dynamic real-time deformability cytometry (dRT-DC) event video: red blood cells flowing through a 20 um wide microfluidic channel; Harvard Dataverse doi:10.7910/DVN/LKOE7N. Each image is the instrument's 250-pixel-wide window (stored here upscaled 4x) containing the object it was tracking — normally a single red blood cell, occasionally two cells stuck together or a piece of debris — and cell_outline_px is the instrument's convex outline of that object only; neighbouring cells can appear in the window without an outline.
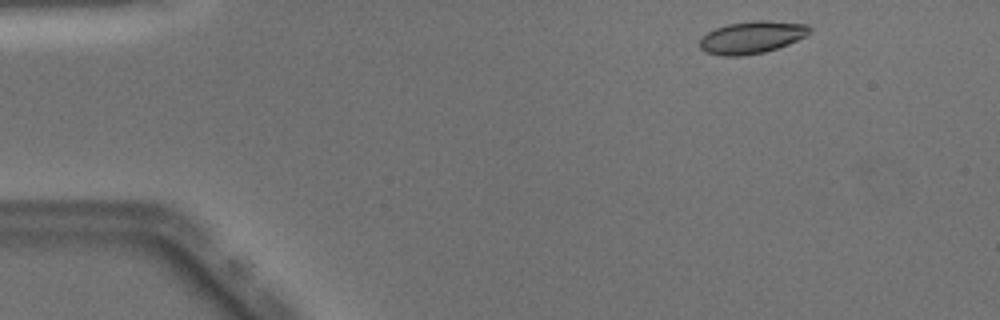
{"species": "Egyptian fruit bat (a non-hibernating species)", "species_latin": "Rousettus aegyptiacus", "temperature_condition": "warm", "stored_images_in_passage": 44, "camera_frame_rate_fps": 3000, "um_per_image_px": 0.085, "animal": {"sex": "male"}, "frame": {"image": 1, "passage_image": 1, "time_ms": 0.0, "image_size_px": [1000, 320], "cell_outline_px": [[812, 28], [804, 36], [788, 44], [764, 52], [740, 56], [724, 56], [704, 52], [700, 48], [700, 40], [708, 32], [716, 28], [728, 24], [752, 20], [768, 20], [808, 24]], "centroid_in_image_um": [63.89, 3.16], "position_along_channel_um": 21.1, "area_um2": 20.58}}
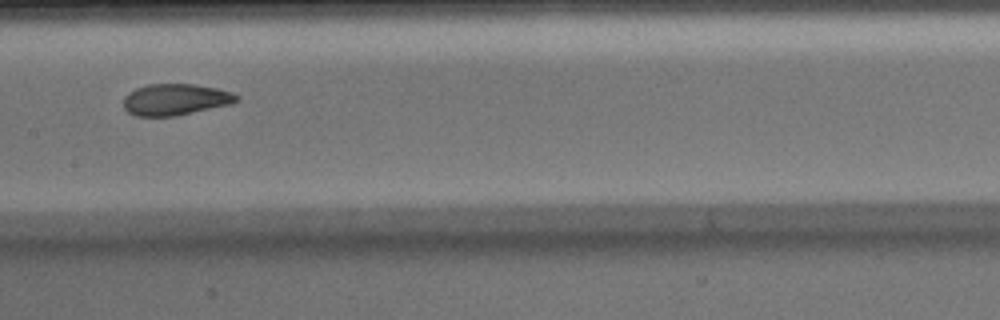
{"frame": {"image": 2, "passage_image": 20, "time_ms": 6.333, "image_size_px": [1000, 320], "cell_outline_px": [[240, 100], [232, 104], [172, 116], [136, 116], [128, 112], [124, 108], [124, 96], [128, 92], [136, 88], [148, 84], [196, 84], [216, 88], [232, 92], [240, 96]], "centroid_in_image_um": [14.92, 8.45], "position_along_channel_um": 192.5, "area_um2": 20.75}}
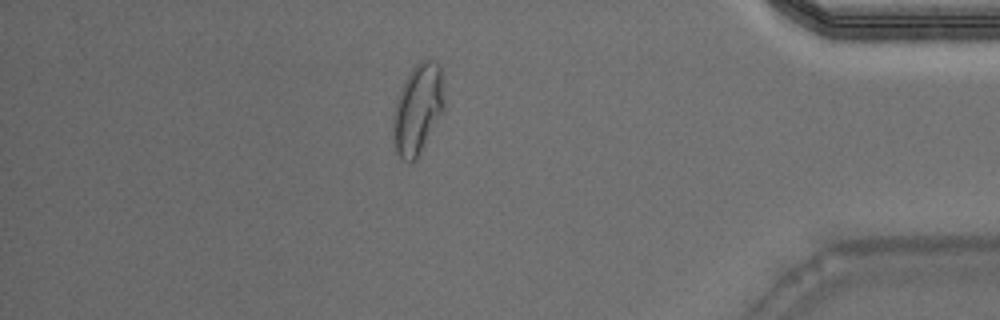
{"frame": {"image": 3, "passage_image": 38, "time_ms": 12.333, "image_size_px": [1000, 320], "cell_outline_px": [[444, 108], [416, 160], [412, 164], [400, 160], [396, 152], [392, 140], [392, 116], [396, 100], [400, 88], [412, 68], [420, 60], [428, 56], [440, 64], [444, 100]], "centroid_in_image_um": [35.47, 9.28], "position_along_channel_um": 399.7, "area_um2": 27.34}, "authors_computed_cell_mechanics": {"area_um2": 21.2415, "velocity_mm_per_s": 4.0418, "shape_relaxation_time_tau1_ms": 5.6646, "shape_relaxation_time_tau2_ms": 0.8932, "deformation_change_tau1": 0.1783, "deformation_change_tau2": 0.0538}}